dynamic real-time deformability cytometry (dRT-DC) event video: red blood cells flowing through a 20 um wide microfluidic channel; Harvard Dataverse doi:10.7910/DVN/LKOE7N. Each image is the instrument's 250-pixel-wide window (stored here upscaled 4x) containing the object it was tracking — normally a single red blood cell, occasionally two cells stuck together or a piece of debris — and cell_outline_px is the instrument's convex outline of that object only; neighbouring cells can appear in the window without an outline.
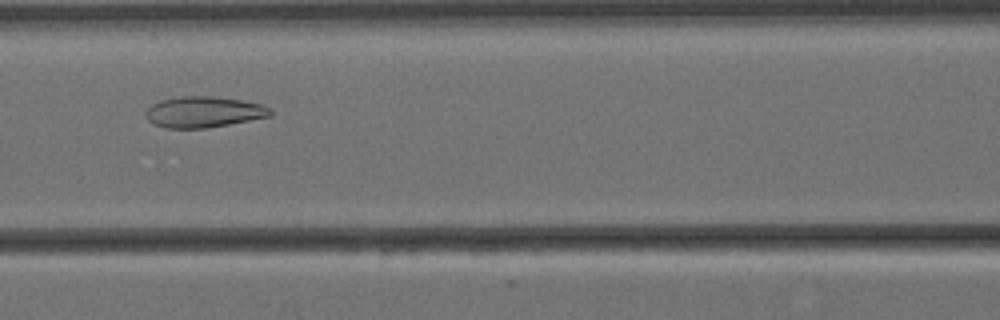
{"species": "Egyptian fruit bat (a non-hibernating species)", "species_latin": "Rousettus aegyptiacus", "temperature_condition": "cold", "stored_images_in_passage": 5, "camera_frame_rate_fps": 3000, "um_per_image_px": 0.085, "animal": {"sex": "female"}, "frame": {"image": 1, "passage_image": 4, "time_ms": 1.0, "image_size_px": [1000, 320], "cell_outline_px": [[272, 116], [208, 128], [164, 128], [152, 124], [148, 120], [144, 112], [152, 104], [160, 100], [180, 96], [212, 96], [240, 100], [260, 104], [272, 108]], "centroid_in_image_um": [17.29, 9.52], "position_along_channel_um": 149.3, "area_um2": 22.66}}
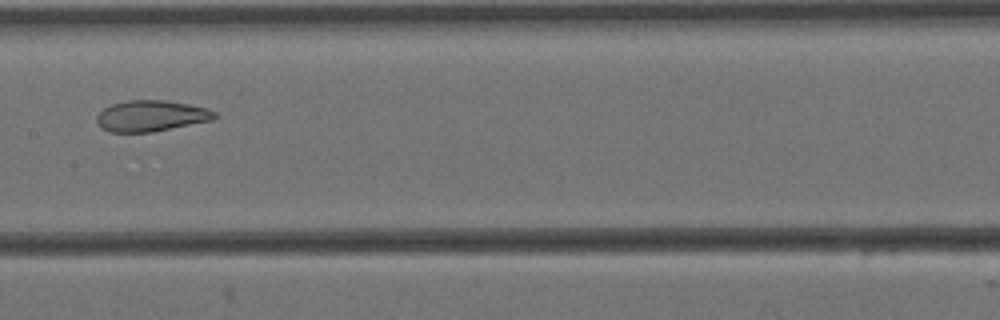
{"frame": {"image": 2, "passage_image": 5, "time_ms": 1.333, "image_size_px": [1000, 320], "cell_outline_px": [[216, 116], [212, 120], [152, 132], [108, 132], [100, 128], [96, 120], [96, 116], [104, 108], [112, 104], [128, 100], [164, 100], [188, 104], [208, 108], [216, 112]], "centroid_in_image_um": [12.82, 9.85], "position_along_channel_um": 194.6, "area_um2": 21.33}}